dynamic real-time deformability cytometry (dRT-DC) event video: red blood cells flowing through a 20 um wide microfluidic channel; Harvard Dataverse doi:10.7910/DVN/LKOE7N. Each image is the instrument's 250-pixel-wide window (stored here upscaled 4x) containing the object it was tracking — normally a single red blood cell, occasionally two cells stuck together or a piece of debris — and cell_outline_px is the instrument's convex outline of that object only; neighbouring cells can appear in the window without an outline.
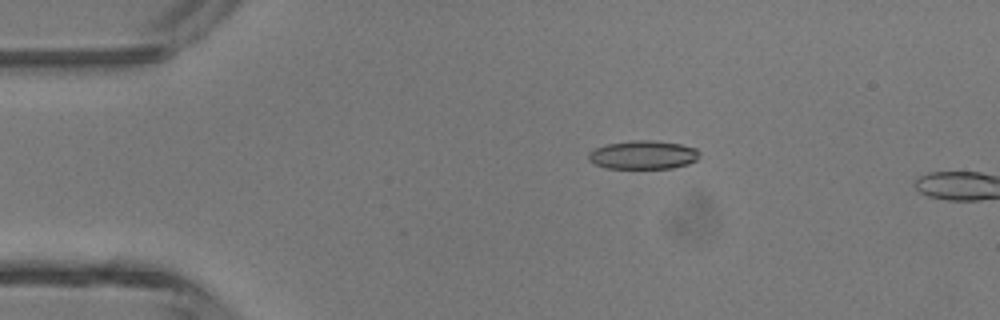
{"species": "common noctule bat (a hibernating species)", "species_latin": "Nyctalus noctula", "temperature_condition": "room temperature", "stored_images_in_passage": 4, "camera_frame_rate_fps": 3000, "um_per_image_px": 0.085, "animal": {"sex": "male", "body_mass_g": 13.3}, "frame": {"image": 1, "passage_image": 3, "time_ms": 0.667, "image_size_px": [1000, 320], "cell_outline_px": [[700, 156], [696, 160], [688, 164], [672, 168], [604, 168], [588, 160], [588, 152], [596, 148], [608, 144], [632, 140], [652, 140], [680, 144], [696, 148], [700, 152]], "centroid_in_image_um": [54.68, 13.16], "position_along_channel_um": 30.3, "area_um2": 18.5}}